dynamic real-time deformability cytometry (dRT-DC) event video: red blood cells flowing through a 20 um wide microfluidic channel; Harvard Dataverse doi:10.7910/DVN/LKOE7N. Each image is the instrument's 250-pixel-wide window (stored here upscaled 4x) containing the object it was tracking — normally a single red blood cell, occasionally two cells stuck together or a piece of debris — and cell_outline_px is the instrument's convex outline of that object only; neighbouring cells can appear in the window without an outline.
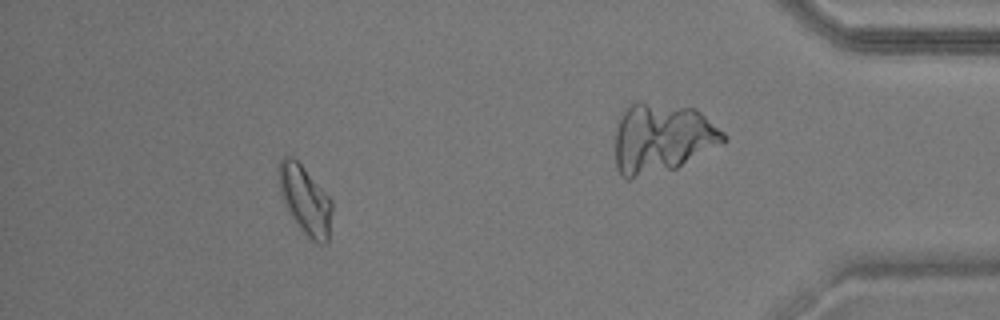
{"species": "common noctule bat (a hibernating species)", "species_latin": "Nyctalus noctula", "temperature_condition": "warm", "stored_images_in_passage": 33, "camera_frame_rate_fps": 3000, "um_per_image_px": 0.085, "animal": {"sex": "male", "body_mass_g": 17.9}, "frame": {"image": 1, "passage_image": 27, "time_ms": 8.667, "image_size_px": [1000, 320], "cell_outline_px": [[332, 208], [328, 240], [324, 244], [316, 244], [304, 232], [288, 212], [284, 204], [280, 192], [276, 172], [280, 160], [284, 156], [292, 156], [304, 168], [332, 200]], "centroid_in_image_um": [25.91, 16.98], "position_along_channel_um": 409.3, "area_um2": 21.21}}